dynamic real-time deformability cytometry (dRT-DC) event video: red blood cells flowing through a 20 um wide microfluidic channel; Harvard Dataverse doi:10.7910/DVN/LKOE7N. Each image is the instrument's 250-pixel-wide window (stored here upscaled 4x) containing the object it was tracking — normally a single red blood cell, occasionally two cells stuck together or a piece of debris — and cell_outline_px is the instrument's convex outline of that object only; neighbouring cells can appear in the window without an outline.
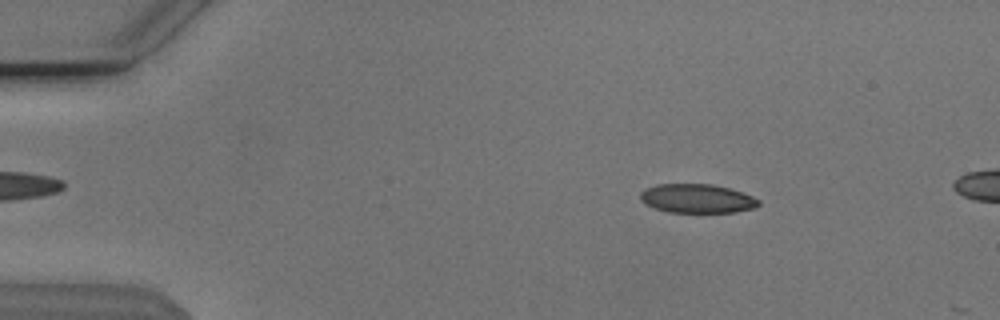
{"species": "Egyptian fruit bat (a non-hibernating species)", "species_latin": "Rousettus aegyptiacus", "temperature_condition": "cold", "stored_images_in_passage": 15, "camera_frame_rate_fps": 3000, "um_per_image_px": 0.085, "animal": {"sex": "male"}, "frame": {"image": 1, "passage_image": 8, "time_ms": 2.333, "image_size_px": [1000, 320], "cell_outline_px": [[760, 204], [752, 208], [732, 212], [668, 212], [656, 208], [648, 204], [640, 196], [640, 192], [644, 188], [656, 184], [712, 184], [728, 188], [752, 196], [760, 200]], "centroid_in_image_um": [59.24, 16.86], "position_along_channel_um": 25.8, "area_um2": 19.65}}